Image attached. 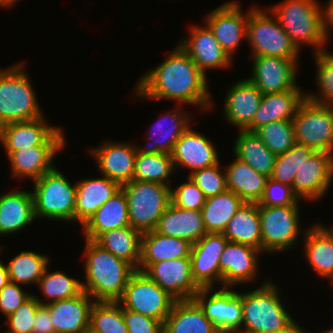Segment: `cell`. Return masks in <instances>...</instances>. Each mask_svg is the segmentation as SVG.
Returning <instances> with one entry per match:
<instances>
[{
	"label": "cell",
	"mask_w": 333,
	"mask_h": 333,
	"mask_svg": "<svg viewBox=\"0 0 333 333\" xmlns=\"http://www.w3.org/2000/svg\"><path fill=\"white\" fill-rule=\"evenodd\" d=\"M81 333H98L91 326L86 327Z\"/></svg>",
	"instance_id": "cell-58"
},
{
	"label": "cell",
	"mask_w": 333,
	"mask_h": 333,
	"mask_svg": "<svg viewBox=\"0 0 333 333\" xmlns=\"http://www.w3.org/2000/svg\"><path fill=\"white\" fill-rule=\"evenodd\" d=\"M175 301L144 272L137 270L117 302L122 308L158 320L163 325Z\"/></svg>",
	"instance_id": "cell-10"
},
{
	"label": "cell",
	"mask_w": 333,
	"mask_h": 333,
	"mask_svg": "<svg viewBox=\"0 0 333 333\" xmlns=\"http://www.w3.org/2000/svg\"><path fill=\"white\" fill-rule=\"evenodd\" d=\"M144 273L176 301L193 299L201 289L193 280L190 257L152 263Z\"/></svg>",
	"instance_id": "cell-17"
},
{
	"label": "cell",
	"mask_w": 333,
	"mask_h": 333,
	"mask_svg": "<svg viewBox=\"0 0 333 333\" xmlns=\"http://www.w3.org/2000/svg\"><path fill=\"white\" fill-rule=\"evenodd\" d=\"M255 133L276 156L284 154L296 143L292 120L269 122Z\"/></svg>",
	"instance_id": "cell-44"
},
{
	"label": "cell",
	"mask_w": 333,
	"mask_h": 333,
	"mask_svg": "<svg viewBox=\"0 0 333 333\" xmlns=\"http://www.w3.org/2000/svg\"><path fill=\"white\" fill-rule=\"evenodd\" d=\"M299 206L259 207L262 253L286 252L299 239Z\"/></svg>",
	"instance_id": "cell-11"
},
{
	"label": "cell",
	"mask_w": 333,
	"mask_h": 333,
	"mask_svg": "<svg viewBox=\"0 0 333 333\" xmlns=\"http://www.w3.org/2000/svg\"><path fill=\"white\" fill-rule=\"evenodd\" d=\"M175 173L171 154H141L137 153L133 179L145 182H155L171 186L170 176Z\"/></svg>",
	"instance_id": "cell-41"
},
{
	"label": "cell",
	"mask_w": 333,
	"mask_h": 333,
	"mask_svg": "<svg viewBox=\"0 0 333 333\" xmlns=\"http://www.w3.org/2000/svg\"><path fill=\"white\" fill-rule=\"evenodd\" d=\"M315 150L311 147L295 143L287 152L276 156L273 173L270 178L292 186L296 171L304 160Z\"/></svg>",
	"instance_id": "cell-45"
},
{
	"label": "cell",
	"mask_w": 333,
	"mask_h": 333,
	"mask_svg": "<svg viewBox=\"0 0 333 333\" xmlns=\"http://www.w3.org/2000/svg\"><path fill=\"white\" fill-rule=\"evenodd\" d=\"M239 3L235 0L225 2L205 16V24L231 59L241 40L247 39L249 9L243 12Z\"/></svg>",
	"instance_id": "cell-14"
},
{
	"label": "cell",
	"mask_w": 333,
	"mask_h": 333,
	"mask_svg": "<svg viewBox=\"0 0 333 333\" xmlns=\"http://www.w3.org/2000/svg\"><path fill=\"white\" fill-rule=\"evenodd\" d=\"M279 291L277 284L266 280L257 289L242 293L243 321L237 333L288 330L296 320L284 307Z\"/></svg>",
	"instance_id": "cell-3"
},
{
	"label": "cell",
	"mask_w": 333,
	"mask_h": 333,
	"mask_svg": "<svg viewBox=\"0 0 333 333\" xmlns=\"http://www.w3.org/2000/svg\"><path fill=\"white\" fill-rule=\"evenodd\" d=\"M272 333H308V330L299 326V323L296 321L288 330L281 332H272Z\"/></svg>",
	"instance_id": "cell-56"
},
{
	"label": "cell",
	"mask_w": 333,
	"mask_h": 333,
	"mask_svg": "<svg viewBox=\"0 0 333 333\" xmlns=\"http://www.w3.org/2000/svg\"><path fill=\"white\" fill-rule=\"evenodd\" d=\"M18 0H0V7L10 8L16 4Z\"/></svg>",
	"instance_id": "cell-57"
},
{
	"label": "cell",
	"mask_w": 333,
	"mask_h": 333,
	"mask_svg": "<svg viewBox=\"0 0 333 333\" xmlns=\"http://www.w3.org/2000/svg\"><path fill=\"white\" fill-rule=\"evenodd\" d=\"M206 201L203 191L188 176L187 181L171 187V202L182 209L202 210Z\"/></svg>",
	"instance_id": "cell-50"
},
{
	"label": "cell",
	"mask_w": 333,
	"mask_h": 333,
	"mask_svg": "<svg viewBox=\"0 0 333 333\" xmlns=\"http://www.w3.org/2000/svg\"><path fill=\"white\" fill-rule=\"evenodd\" d=\"M155 231L166 236L190 241L192 244L206 234L202 211L182 209L172 202L159 219Z\"/></svg>",
	"instance_id": "cell-29"
},
{
	"label": "cell",
	"mask_w": 333,
	"mask_h": 333,
	"mask_svg": "<svg viewBox=\"0 0 333 333\" xmlns=\"http://www.w3.org/2000/svg\"><path fill=\"white\" fill-rule=\"evenodd\" d=\"M184 113L183 108H177L161 115L152 127H150L151 129H149L148 138H146L148 139L147 146L139 147V145H135L137 153L171 154L175 143L191 124L189 113ZM165 120L169 121L168 125H164V122H167ZM150 141L152 142L150 143Z\"/></svg>",
	"instance_id": "cell-25"
},
{
	"label": "cell",
	"mask_w": 333,
	"mask_h": 333,
	"mask_svg": "<svg viewBox=\"0 0 333 333\" xmlns=\"http://www.w3.org/2000/svg\"><path fill=\"white\" fill-rule=\"evenodd\" d=\"M321 18L324 35L329 39L330 30L333 29V0H328L323 8L321 6Z\"/></svg>",
	"instance_id": "cell-54"
},
{
	"label": "cell",
	"mask_w": 333,
	"mask_h": 333,
	"mask_svg": "<svg viewBox=\"0 0 333 333\" xmlns=\"http://www.w3.org/2000/svg\"><path fill=\"white\" fill-rule=\"evenodd\" d=\"M324 333H333V327L332 328H328L326 331H324Z\"/></svg>",
	"instance_id": "cell-60"
},
{
	"label": "cell",
	"mask_w": 333,
	"mask_h": 333,
	"mask_svg": "<svg viewBox=\"0 0 333 333\" xmlns=\"http://www.w3.org/2000/svg\"><path fill=\"white\" fill-rule=\"evenodd\" d=\"M95 300L86 292L45 305L55 333H81L90 326V312Z\"/></svg>",
	"instance_id": "cell-24"
},
{
	"label": "cell",
	"mask_w": 333,
	"mask_h": 333,
	"mask_svg": "<svg viewBox=\"0 0 333 333\" xmlns=\"http://www.w3.org/2000/svg\"><path fill=\"white\" fill-rule=\"evenodd\" d=\"M178 44L206 76V72L210 69H224L232 65V59L222 49L206 24L192 26L189 38L184 37Z\"/></svg>",
	"instance_id": "cell-21"
},
{
	"label": "cell",
	"mask_w": 333,
	"mask_h": 333,
	"mask_svg": "<svg viewBox=\"0 0 333 333\" xmlns=\"http://www.w3.org/2000/svg\"><path fill=\"white\" fill-rule=\"evenodd\" d=\"M262 252L252 246L228 241L220 256V285L235 287L252 282L259 272V255Z\"/></svg>",
	"instance_id": "cell-19"
},
{
	"label": "cell",
	"mask_w": 333,
	"mask_h": 333,
	"mask_svg": "<svg viewBox=\"0 0 333 333\" xmlns=\"http://www.w3.org/2000/svg\"><path fill=\"white\" fill-rule=\"evenodd\" d=\"M128 333H162L163 325L153 318L122 308Z\"/></svg>",
	"instance_id": "cell-52"
},
{
	"label": "cell",
	"mask_w": 333,
	"mask_h": 333,
	"mask_svg": "<svg viewBox=\"0 0 333 333\" xmlns=\"http://www.w3.org/2000/svg\"><path fill=\"white\" fill-rule=\"evenodd\" d=\"M235 158L230 165L225 166L227 189L233 191L244 202L258 203L268 177L258 173L238 157Z\"/></svg>",
	"instance_id": "cell-36"
},
{
	"label": "cell",
	"mask_w": 333,
	"mask_h": 333,
	"mask_svg": "<svg viewBox=\"0 0 333 333\" xmlns=\"http://www.w3.org/2000/svg\"><path fill=\"white\" fill-rule=\"evenodd\" d=\"M243 203L238 195L229 190L206 198L201 210L206 233H223Z\"/></svg>",
	"instance_id": "cell-39"
},
{
	"label": "cell",
	"mask_w": 333,
	"mask_h": 333,
	"mask_svg": "<svg viewBox=\"0 0 333 333\" xmlns=\"http://www.w3.org/2000/svg\"><path fill=\"white\" fill-rule=\"evenodd\" d=\"M121 189V185L106 176L85 178L76 182L75 222L83 227L107 200Z\"/></svg>",
	"instance_id": "cell-26"
},
{
	"label": "cell",
	"mask_w": 333,
	"mask_h": 333,
	"mask_svg": "<svg viewBox=\"0 0 333 333\" xmlns=\"http://www.w3.org/2000/svg\"><path fill=\"white\" fill-rule=\"evenodd\" d=\"M171 158L176 170L180 166L191 170L190 174L220 162L217 148L213 142L205 134L192 129L191 126L175 143Z\"/></svg>",
	"instance_id": "cell-22"
},
{
	"label": "cell",
	"mask_w": 333,
	"mask_h": 333,
	"mask_svg": "<svg viewBox=\"0 0 333 333\" xmlns=\"http://www.w3.org/2000/svg\"><path fill=\"white\" fill-rule=\"evenodd\" d=\"M306 98L307 93L302 89L264 94L252 123L245 130L255 132L269 122L292 120Z\"/></svg>",
	"instance_id": "cell-27"
},
{
	"label": "cell",
	"mask_w": 333,
	"mask_h": 333,
	"mask_svg": "<svg viewBox=\"0 0 333 333\" xmlns=\"http://www.w3.org/2000/svg\"><path fill=\"white\" fill-rule=\"evenodd\" d=\"M52 323L48 308L40 305L36 312L32 333H55Z\"/></svg>",
	"instance_id": "cell-53"
},
{
	"label": "cell",
	"mask_w": 333,
	"mask_h": 333,
	"mask_svg": "<svg viewBox=\"0 0 333 333\" xmlns=\"http://www.w3.org/2000/svg\"><path fill=\"white\" fill-rule=\"evenodd\" d=\"M222 164L219 162L211 167L194 171L188 176L203 191L206 198L227 191L225 172H222Z\"/></svg>",
	"instance_id": "cell-47"
},
{
	"label": "cell",
	"mask_w": 333,
	"mask_h": 333,
	"mask_svg": "<svg viewBox=\"0 0 333 333\" xmlns=\"http://www.w3.org/2000/svg\"><path fill=\"white\" fill-rule=\"evenodd\" d=\"M263 94L248 79L235 82L226 92L224 116L238 130H245L254 119Z\"/></svg>",
	"instance_id": "cell-23"
},
{
	"label": "cell",
	"mask_w": 333,
	"mask_h": 333,
	"mask_svg": "<svg viewBox=\"0 0 333 333\" xmlns=\"http://www.w3.org/2000/svg\"><path fill=\"white\" fill-rule=\"evenodd\" d=\"M316 65V85L318 86V94L307 93V98L324 105L333 102V53L327 49L313 54Z\"/></svg>",
	"instance_id": "cell-46"
},
{
	"label": "cell",
	"mask_w": 333,
	"mask_h": 333,
	"mask_svg": "<svg viewBox=\"0 0 333 333\" xmlns=\"http://www.w3.org/2000/svg\"><path fill=\"white\" fill-rule=\"evenodd\" d=\"M91 156L95 159L103 176L120 185L133 180L137 149L131 142L104 141L96 148L90 147Z\"/></svg>",
	"instance_id": "cell-20"
},
{
	"label": "cell",
	"mask_w": 333,
	"mask_h": 333,
	"mask_svg": "<svg viewBox=\"0 0 333 333\" xmlns=\"http://www.w3.org/2000/svg\"><path fill=\"white\" fill-rule=\"evenodd\" d=\"M64 146H35L17 151H5L11 165V175L15 178L39 179L52 171L57 153Z\"/></svg>",
	"instance_id": "cell-28"
},
{
	"label": "cell",
	"mask_w": 333,
	"mask_h": 333,
	"mask_svg": "<svg viewBox=\"0 0 333 333\" xmlns=\"http://www.w3.org/2000/svg\"><path fill=\"white\" fill-rule=\"evenodd\" d=\"M277 18L291 43L300 52L302 44L325 49L328 39L322 29L321 5L317 0H284L268 8Z\"/></svg>",
	"instance_id": "cell-4"
},
{
	"label": "cell",
	"mask_w": 333,
	"mask_h": 333,
	"mask_svg": "<svg viewBox=\"0 0 333 333\" xmlns=\"http://www.w3.org/2000/svg\"><path fill=\"white\" fill-rule=\"evenodd\" d=\"M245 41L249 43L253 57H300L299 51L291 43L289 36L268 7L262 10L255 5L249 9Z\"/></svg>",
	"instance_id": "cell-8"
},
{
	"label": "cell",
	"mask_w": 333,
	"mask_h": 333,
	"mask_svg": "<svg viewBox=\"0 0 333 333\" xmlns=\"http://www.w3.org/2000/svg\"><path fill=\"white\" fill-rule=\"evenodd\" d=\"M333 181V154L315 151L298 168L292 183V191L306 201L321 199Z\"/></svg>",
	"instance_id": "cell-15"
},
{
	"label": "cell",
	"mask_w": 333,
	"mask_h": 333,
	"mask_svg": "<svg viewBox=\"0 0 333 333\" xmlns=\"http://www.w3.org/2000/svg\"><path fill=\"white\" fill-rule=\"evenodd\" d=\"M329 107L332 109L333 111V102L331 104H329Z\"/></svg>",
	"instance_id": "cell-62"
},
{
	"label": "cell",
	"mask_w": 333,
	"mask_h": 333,
	"mask_svg": "<svg viewBox=\"0 0 333 333\" xmlns=\"http://www.w3.org/2000/svg\"><path fill=\"white\" fill-rule=\"evenodd\" d=\"M229 241L252 246L262 252L259 206L244 202L222 233Z\"/></svg>",
	"instance_id": "cell-35"
},
{
	"label": "cell",
	"mask_w": 333,
	"mask_h": 333,
	"mask_svg": "<svg viewBox=\"0 0 333 333\" xmlns=\"http://www.w3.org/2000/svg\"><path fill=\"white\" fill-rule=\"evenodd\" d=\"M300 199L292 191V187L267 178L264 192L258 201L259 207H282V206H299Z\"/></svg>",
	"instance_id": "cell-48"
},
{
	"label": "cell",
	"mask_w": 333,
	"mask_h": 333,
	"mask_svg": "<svg viewBox=\"0 0 333 333\" xmlns=\"http://www.w3.org/2000/svg\"><path fill=\"white\" fill-rule=\"evenodd\" d=\"M90 326L98 333H128L117 301H95L90 312Z\"/></svg>",
	"instance_id": "cell-43"
},
{
	"label": "cell",
	"mask_w": 333,
	"mask_h": 333,
	"mask_svg": "<svg viewBox=\"0 0 333 333\" xmlns=\"http://www.w3.org/2000/svg\"><path fill=\"white\" fill-rule=\"evenodd\" d=\"M172 50L162 63L141 76L133 92L141 98L171 99L180 107L186 103L210 111L213 103L208 77L179 44Z\"/></svg>",
	"instance_id": "cell-1"
},
{
	"label": "cell",
	"mask_w": 333,
	"mask_h": 333,
	"mask_svg": "<svg viewBox=\"0 0 333 333\" xmlns=\"http://www.w3.org/2000/svg\"><path fill=\"white\" fill-rule=\"evenodd\" d=\"M49 257L34 251H21L7 263L9 281L19 285L38 284L47 266Z\"/></svg>",
	"instance_id": "cell-40"
},
{
	"label": "cell",
	"mask_w": 333,
	"mask_h": 333,
	"mask_svg": "<svg viewBox=\"0 0 333 333\" xmlns=\"http://www.w3.org/2000/svg\"><path fill=\"white\" fill-rule=\"evenodd\" d=\"M41 304L34 294L26 300L16 311L6 317L8 330L6 333H32L36 312Z\"/></svg>",
	"instance_id": "cell-49"
},
{
	"label": "cell",
	"mask_w": 333,
	"mask_h": 333,
	"mask_svg": "<svg viewBox=\"0 0 333 333\" xmlns=\"http://www.w3.org/2000/svg\"><path fill=\"white\" fill-rule=\"evenodd\" d=\"M332 235H333V225L331 226V228L328 226H324Z\"/></svg>",
	"instance_id": "cell-59"
},
{
	"label": "cell",
	"mask_w": 333,
	"mask_h": 333,
	"mask_svg": "<svg viewBox=\"0 0 333 333\" xmlns=\"http://www.w3.org/2000/svg\"><path fill=\"white\" fill-rule=\"evenodd\" d=\"M142 233L123 226L100 234L94 242L139 271Z\"/></svg>",
	"instance_id": "cell-37"
},
{
	"label": "cell",
	"mask_w": 333,
	"mask_h": 333,
	"mask_svg": "<svg viewBox=\"0 0 333 333\" xmlns=\"http://www.w3.org/2000/svg\"><path fill=\"white\" fill-rule=\"evenodd\" d=\"M34 220L31 191L12 190L0 195V236L23 231Z\"/></svg>",
	"instance_id": "cell-31"
},
{
	"label": "cell",
	"mask_w": 333,
	"mask_h": 333,
	"mask_svg": "<svg viewBox=\"0 0 333 333\" xmlns=\"http://www.w3.org/2000/svg\"><path fill=\"white\" fill-rule=\"evenodd\" d=\"M215 333H228V332L217 330Z\"/></svg>",
	"instance_id": "cell-61"
},
{
	"label": "cell",
	"mask_w": 333,
	"mask_h": 333,
	"mask_svg": "<svg viewBox=\"0 0 333 333\" xmlns=\"http://www.w3.org/2000/svg\"><path fill=\"white\" fill-rule=\"evenodd\" d=\"M34 217L75 222L76 184L56 167L33 182Z\"/></svg>",
	"instance_id": "cell-7"
},
{
	"label": "cell",
	"mask_w": 333,
	"mask_h": 333,
	"mask_svg": "<svg viewBox=\"0 0 333 333\" xmlns=\"http://www.w3.org/2000/svg\"><path fill=\"white\" fill-rule=\"evenodd\" d=\"M233 154L258 173L271 177L276 155L271 152L255 132L239 130Z\"/></svg>",
	"instance_id": "cell-38"
},
{
	"label": "cell",
	"mask_w": 333,
	"mask_h": 333,
	"mask_svg": "<svg viewBox=\"0 0 333 333\" xmlns=\"http://www.w3.org/2000/svg\"><path fill=\"white\" fill-rule=\"evenodd\" d=\"M213 291V288H201L193 300L218 330L237 333L243 321L242 292L229 287Z\"/></svg>",
	"instance_id": "cell-12"
},
{
	"label": "cell",
	"mask_w": 333,
	"mask_h": 333,
	"mask_svg": "<svg viewBox=\"0 0 333 333\" xmlns=\"http://www.w3.org/2000/svg\"><path fill=\"white\" fill-rule=\"evenodd\" d=\"M23 63L0 69V127L44 117Z\"/></svg>",
	"instance_id": "cell-5"
},
{
	"label": "cell",
	"mask_w": 333,
	"mask_h": 333,
	"mask_svg": "<svg viewBox=\"0 0 333 333\" xmlns=\"http://www.w3.org/2000/svg\"><path fill=\"white\" fill-rule=\"evenodd\" d=\"M9 282L6 264L0 260V291Z\"/></svg>",
	"instance_id": "cell-55"
},
{
	"label": "cell",
	"mask_w": 333,
	"mask_h": 333,
	"mask_svg": "<svg viewBox=\"0 0 333 333\" xmlns=\"http://www.w3.org/2000/svg\"><path fill=\"white\" fill-rule=\"evenodd\" d=\"M171 187L135 179L121 185L127 199L130 227L141 233L155 230L171 203Z\"/></svg>",
	"instance_id": "cell-6"
},
{
	"label": "cell",
	"mask_w": 333,
	"mask_h": 333,
	"mask_svg": "<svg viewBox=\"0 0 333 333\" xmlns=\"http://www.w3.org/2000/svg\"><path fill=\"white\" fill-rule=\"evenodd\" d=\"M229 240L222 233H206L192 245L190 254L192 277L200 288L220 284V256Z\"/></svg>",
	"instance_id": "cell-18"
},
{
	"label": "cell",
	"mask_w": 333,
	"mask_h": 333,
	"mask_svg": "<svg viewBox=\"0 0 333 333\" xmlns=\"http://www.w3.org/2000/svg\"><path fill=\"white\" fill-rule=\"evenodd\" d=\"M292 122L296 143L333 154V111L329 105L306 98Z\"/></svg>",
	"instance_id": "cell-9"
},
{
	"label": "cell",
	"mask_w": 333,
	"mask_h": 333,
	"mask_svg": "<svg viewBox=\"0 0 333 333\" xmlns=\"http://www.w3.org/2000/svg\"><path fill=\"white\" fill-rule=\"evenodd\" d=\"M130 226L128 206L125 193L120 189L116 195L107 200L90 220L82 227L85 239L94 241L108 230Z\"/></svg>",
	"instance_id": "cell-34"
},
{
	"label": "cell",
	"mask_w": 333,
	"mask_h": 333,
	"mask_svg": "<svg viewBox=\"0 0 333 333\" xmlns=\"http://www.w3.org/2000/svg\"><path fill=\"white\" fill-rule=\"evenodd\" d=\"M253 71L247 78L261 93H278L292 89H301L297 78L299 58H281L274 56L253 57Z\"/></svg>",
	"instance_id": "cell-16"
},
{
	"label": "cell",
	"mask_w": 333,
	"mask_h": 333,
	"mask_svg": "<svg viewBox=\"0 0 333 333\" xmlns=\"http://www.w3.org/2000/svg\"><path fill=\"white\" fill-rule=\"evenodd\" d=\"M48 268L47 266L37 284L46 301L44 302L42 301L43 299L34 295L41 305H47L62 299H70L83 291L82 281L69 277L61 271L48 272Z\"/></svg>",
	"instance_id": "cell-42"
},
{
	"label": "cell",
	"mask_w": 333,
	"mask_h": 333,
	"mask_svg": "<svg viewBox=\"0 0 333 333\" xmlns=\"http://www.w3.org/2000/svg\"><path fill=\"white\" fill-rule=\"evenodd\" d=\"M84 247L86 280L82 282L83 291L95 301H118L137 270L94 241L86 239Z\"/></svg>",
	"instance_id": "cell-2"
},
{
	"label": "cell",
	"mask_w": 333,
	"mask_h": 333,
	"mask_svg": "<svg viewBox=\"0 0 333 333\" xmlns=\"http://www.w3.org/2000/svg\"><path fill=\"white\" fill-rule=\"evenodd\" d=\"M217 330L200 306L190 299L174 302L162 333H215Z\"/></svg>",
	"instance_id": "cell-33"
},
{
	"label": "cell",
	"mask_w": 333,
	"mask_h": 333,
	"mask_svg": "<svg viewBox=\"0 0 333 333\" xmlns=\"http://www.w3.org/2000/svg\"><path fill=\"white\" fill-rule=\"evenodd\" d=\"M307 261L322 279L333 282V235L321 224H313L304 232Z\"/></svg>",
	"instance_id": "cell-32"
},
{
	"label": "cell",
	"mask_w": 333,
	"mask_h": 333,
	"mask_svg": "<svg viewBox=\"0 0 333 333\" xmlns=\"http://www.w3.org/2000/svg\"><path fill=\"white\" fill-rule=\"evenodd\" d=\"M192 245L190 241L155 230L142 233L139 271L144 272L152 263L190 257Z\"/></svg>",
	"instance_id": "cell-30"
},
{
	"label": "cell",
	"mask_w": 333,
	"mask_h": 333,
	"mask_svg": "<svg viewBox=\"0 0 333 333\" xmlns=\"http://www.w3.org/2000/svg\"><path fill=\"white\" fill-rule=\"evenodd\" d=\"M32 295L25 292L19 284L9 281L0 291V312L8 317Z\"/></svg>",
	"instance_id": "cell-51"
},
{
	"label": "cell",
	"mask_w": 333,
	"mask_h": 333,
	"mask_svg": "<svg viewBox=\"0 0 333 333\" xmlns=\"http://www.w3.org/2000/svg\"><path fill=\"white\" fill-rule=\"evenodd\" d=\"M0 143L5 151H17L35 146H65L66 139L59 126L49 125L41 117L1 126Z\"/></svg>",
	"instance_id": "cell-13"
}]
</instances>
